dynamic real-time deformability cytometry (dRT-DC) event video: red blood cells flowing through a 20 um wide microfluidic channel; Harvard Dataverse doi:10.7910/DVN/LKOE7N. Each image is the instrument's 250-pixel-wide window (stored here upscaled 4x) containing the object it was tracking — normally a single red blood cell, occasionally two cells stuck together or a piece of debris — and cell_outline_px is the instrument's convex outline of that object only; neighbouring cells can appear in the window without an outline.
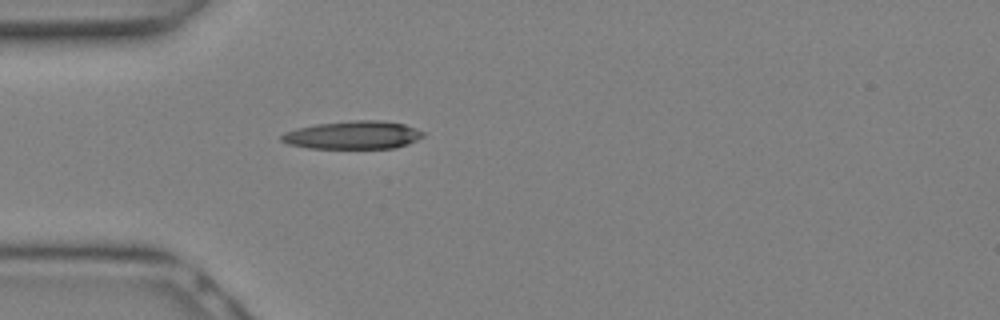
{"species": "Egyptian fruit bat (a non-hibernating species)", "species_latin": "Rousettus aegyptiacus", "temperature_condition": "warm", "stored_images_in_passage": 3, "camera_frame_rate_fps": 3000, "um_per_image_px": 0.085, "animal": {"sex": "female"}, "frame": {"image": 1, "passage_image": 1, "time_ms": 0.0, "image_size_px": [1000, 320], "cell_outline_px": [[424, 136], [408, 144], [396, 148], [308, 148], [288, 144], [280, 140], [280, 136], [284, 132], [296, 128], [316, 124], [356, 120], [376, 120], [404, 124], [424, 132]], "centroid_in_image_um": [29.98, 11.48], "position_along_channel_um": 55.0, "area_um2": 23.12}}
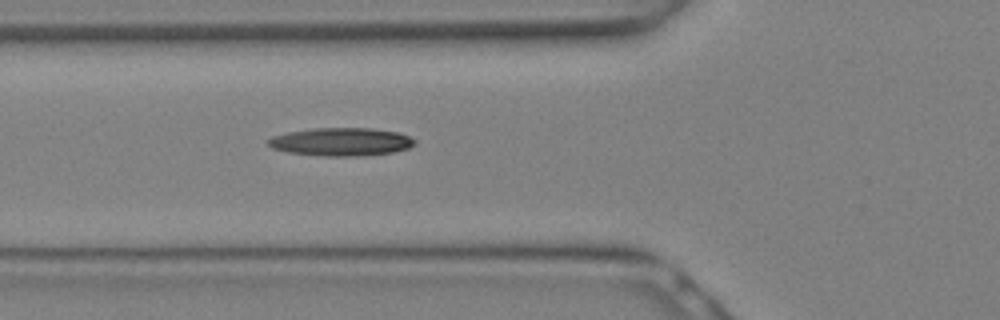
{"frame": {"image": 2, "passage_image": 3, "time_ms": 0.667, "image_size_px": [1000, 320], "cell_outline_px": [[416, 144], [408, 148], [392, 152], [364, 156], [324, 156], [288, 152], [272, 148], [264, 140], [272, 136], [288, 132], [312, 128], [372, 128], [400, 132], [416, 140]], "centroid_in_image_um": [28.99, 12.05], "position_along_channel_um": 96.8, "area_um2": 24.22}}